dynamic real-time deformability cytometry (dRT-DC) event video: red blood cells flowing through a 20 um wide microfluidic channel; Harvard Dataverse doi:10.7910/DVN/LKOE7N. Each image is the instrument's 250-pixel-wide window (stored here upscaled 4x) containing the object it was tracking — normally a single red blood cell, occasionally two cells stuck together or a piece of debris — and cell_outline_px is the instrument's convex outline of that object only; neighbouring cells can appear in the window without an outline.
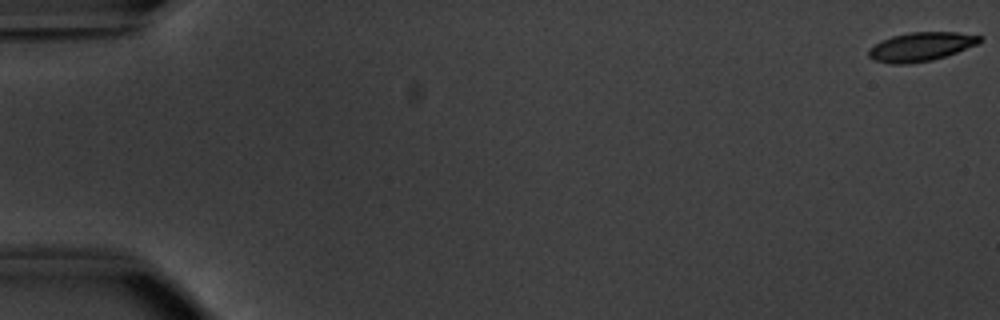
{"species": "common noctule bat (a hibernating species)", "species_latin": "Nyctalus noctula", "temperature_condition": "warm", "stored_images_in_passage": 54, "camera_frame_rate_fps": 3000, "um_per_image_px": 0.085, "animal": {"sex": "male", "body_mass_g": 20.1, "forearm_length_mm": 53.5}, "frame": {"image": 1, "passage_image": 1, "time_ms": 0.0, "image_size_px": [1000, 320], "cell_outline_px": [[984, 36], [976, 44], [956, 52], [932, 60], [908, 64], [892, 64], [872, 60], [868, 56], [868, 48], [880, 40], [892, 36], [908, 32], [956, 32]], "centroid_in_image_um": [78.21, 3.97], "position_along_channel_um": 6.8, "area_um2": 18.73}}
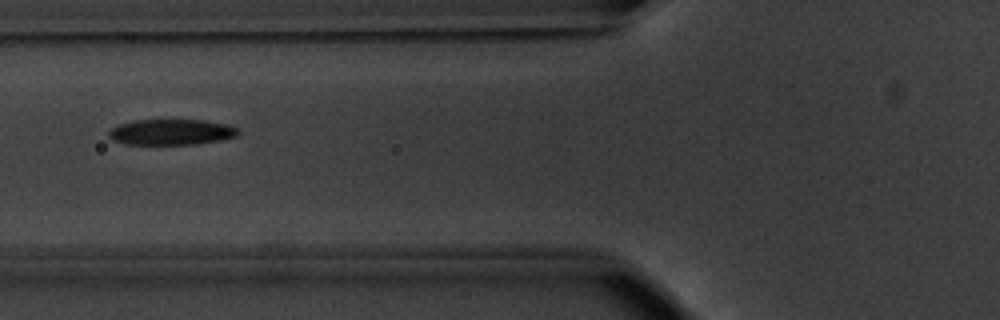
{"frame": {"image": 2, "passage_image": 22, "time_ms": 7.0, "image_size_px": [1000, 320], "cell_outline_px": [[240, 132], [236, 136], [220, 140], [196, 144], [124, 144], [112, 140], [108, 136], [108, 132], [112, 128], [120, 124], [136, 120], [204, 120], [228, 124], [236, 128]], "centroid_in_image_um": [14.56, 11.22], "position_along_channel_um": 111.2, "area_um2": 19.36}}
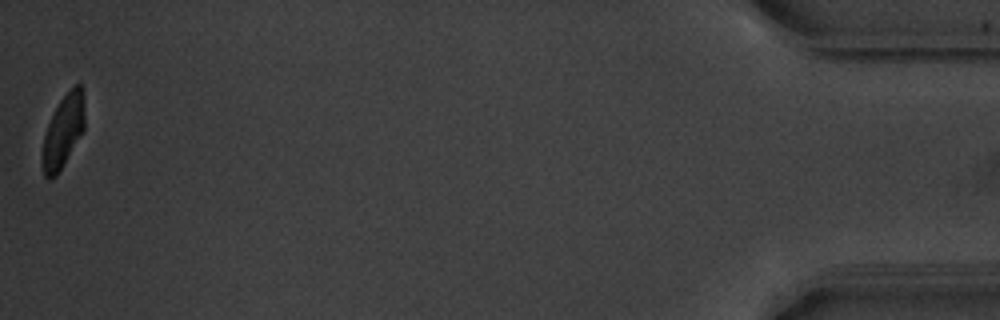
{"frame": {"image": 3, "passage_image": 54, "time_ms": 17.667, "image_size_px": [1000, 320], "cell_outline_px": [[84, 128], [56, 176], [48, 180], [44, 176], [40, 164], [40, 156], [44, 136], [48, 124], [60, 100], [76, 84], [80, 84], [84, 96]], "centroid_in_image_um": [5.33, 11.21], "position_along_channel_um": 429.9, "area_um2": 17.74}, "authors_computed_cell_mechanics": {"area_um2": 19.6809, "velocity_mm_per_s": 3.8212, "shape_relaxation_time_tau1_ms": 2.8351, "shape_relaxation_time_tau2_ms": 2.204, "deformation_change_tau1": 0.1315, "deformation_change_tau2": 0.0765}}